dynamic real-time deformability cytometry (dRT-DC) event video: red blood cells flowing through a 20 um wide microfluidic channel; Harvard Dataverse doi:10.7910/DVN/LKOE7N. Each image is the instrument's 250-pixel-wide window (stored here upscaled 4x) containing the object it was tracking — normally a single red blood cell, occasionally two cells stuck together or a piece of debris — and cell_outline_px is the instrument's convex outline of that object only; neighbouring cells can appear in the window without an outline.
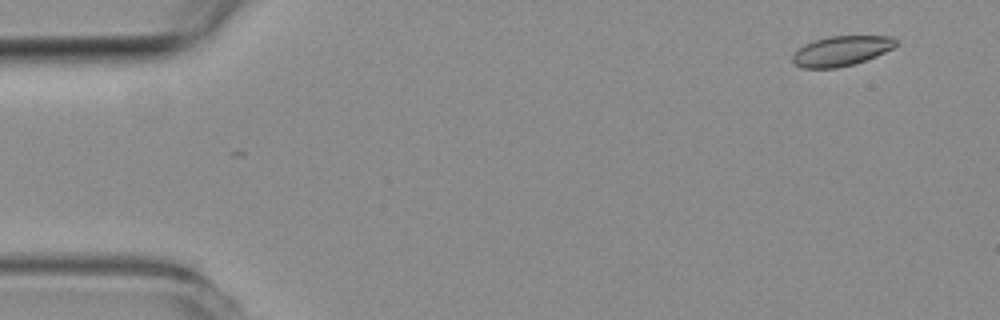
{"species": "common noctule bat (a hibernating species)", "species_latin": "Nyctalus noctula", "temperature_condition": "room temperature", "stored_images_in_passage": 49, "camera_frame_rate_fps": 3000, "um_per_image_px": 0.085, "animal": {"sex": "female", "body_mass_g": 19.3, "forearm_length_mm": 54.1}, "frame": {"image": 1, "passage_image": 3, "time_ms": 0.667, "image_size_px": [1000, 320], "cell_outline_px": [[896, 44], [892, 48], [876, 56], [856, 64], [836, 68], [804, 68], [796, 64], [792, 60], [792, 56], [804, 44], [828, 36], [892, 36], [896, 40]], "centroid_in_image_um": [71.52, 4.33], "position_along_channel_um": 13.5, "area_um2": 17.86}}
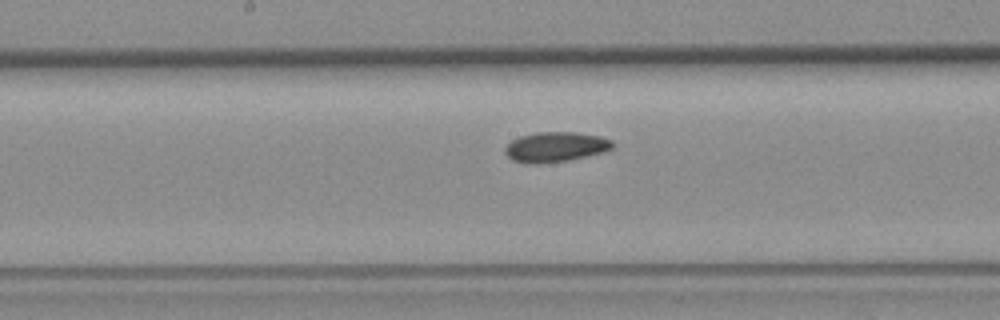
{"frame": {"image": 2, "passage_image": 26, "time_ms": 8.333, "image_size_px": [1000, 320], "cell_outline_px": [[616, 144], [612, 148], [604, 152], [568, 160], [536, 164], [528, 164], [512, 160], [504, 152], [504, 148], [512, 140], [520, 136], [536, 132], [576, 132], [600, 136], [612, 140]], "centroid_in_image_um": [47.23, 12.49], "position_along_channel_um": 201.0, "area_um2": 18.9}}
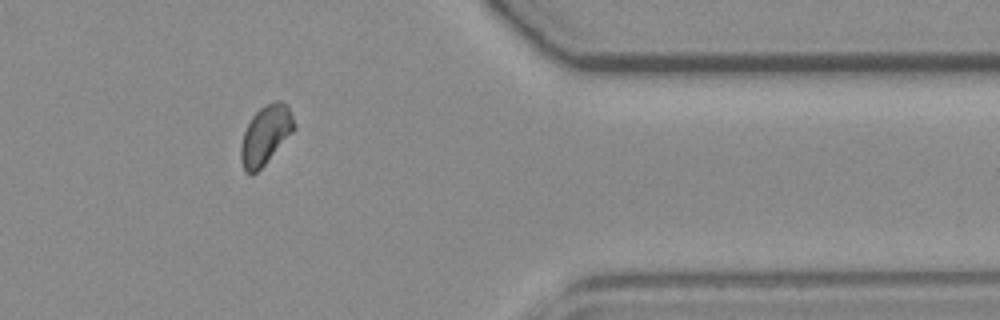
{"frame": {"image": 3, "passage_image": 42, "time_ms": 13.667, "image_size_px": [1000, 320], "cell_outline_px": [[296, 128], [264, 164], [256, 172], [244, 172], [240, 160], [240, 148], [244, 132], [252, 116], [260, 108], [276, 100], [280, 100], [288, 104]], "centroid_in_image_um": [22.57, 11.45], "position_along_channel_um": 388.8, "area_um2": 17.98}, "authors_computed_cell_mechanics": {"area_um2": 18.1492, "velocity_mm_per_s": 3.9528, "shape_relaxation_time_tau1_ms": null, "shape_relaxation_time_tau2_ms": 8.2278, "deformation_change_tau1": null, "deformation_change_tau2": 0.0964}}